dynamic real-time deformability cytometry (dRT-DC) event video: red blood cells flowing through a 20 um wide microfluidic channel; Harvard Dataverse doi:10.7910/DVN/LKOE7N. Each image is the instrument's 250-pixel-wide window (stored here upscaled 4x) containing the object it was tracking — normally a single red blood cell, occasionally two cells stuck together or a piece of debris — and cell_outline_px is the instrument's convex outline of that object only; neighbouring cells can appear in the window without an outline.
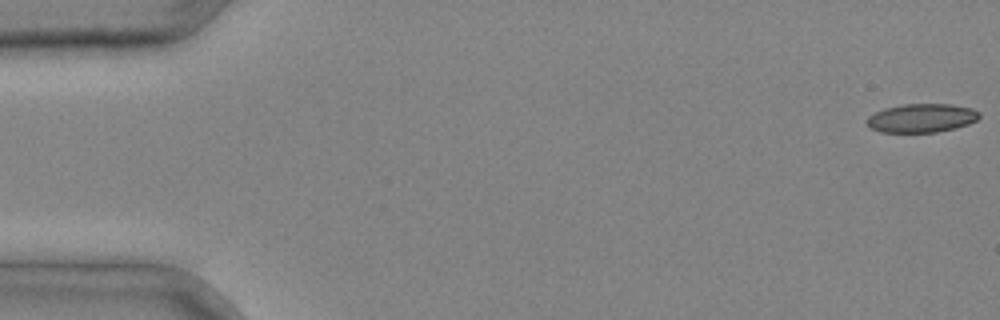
{"species": "common noctule bat (a hibernating species)", "species_latin": "Nyctalus noctula", "temperature_condition": "cold", "stored_images_in_passage": 4, "camera_frame_rate_fps": 3000, "um_per_image_px": 0.085, "animal": {"sex": "male", "body_mass_g": 20.4}, "frame": {"image": 1, "passage_image": 1, "time_ms": 0.0, "image_size_px": [1000, 320], "cell_outline_px": [[980, 116], [976, 120], [968, 124], [936, 132], [880, 132], [868, 128], [868, 116], [884, 108], [904, 104], [952, 104], [972, 108], [980, 112]], "centroid_in_image_um": [78.33, 10.03], "position_along_channel_um": 6.7, "area_um2": 18.73}}